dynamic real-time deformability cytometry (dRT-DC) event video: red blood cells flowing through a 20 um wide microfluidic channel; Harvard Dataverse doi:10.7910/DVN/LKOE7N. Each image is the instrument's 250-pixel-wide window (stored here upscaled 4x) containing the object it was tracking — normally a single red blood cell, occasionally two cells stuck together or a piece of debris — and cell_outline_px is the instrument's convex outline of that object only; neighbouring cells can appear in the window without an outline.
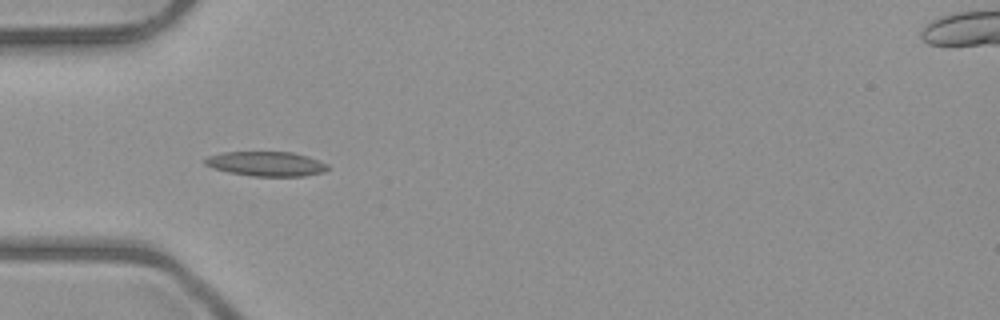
{"species": "common noctule bat (a hibernating species)", "species_latin": "Nyctalus noctula", "temperature_condition": "room temperature", "stored_images_in_passage": 8, "camera_frame_rate_fps": 3000, "um_per_image_px": 0.085, "animal": {"sex": "male", "body_mass_g": 23.1, "forearm_length_mm": 52.7}, "frame": {"image": 1, "passage_image": 4, "time_ms": 4.333, "image_size_px": [1000, 320], "cell_outline_px": [[328, 168], [324, 172], [304, 176], [252, 176], [228, 172], [212, 168], [204, 164], [204, 160], [208, 156], [224, 152], [292, 152], [328, 164]], "centroid_in_image_um": [22.59, 13.93], "position_along_channel_um": 62.4, "area_um2": 17.46}}
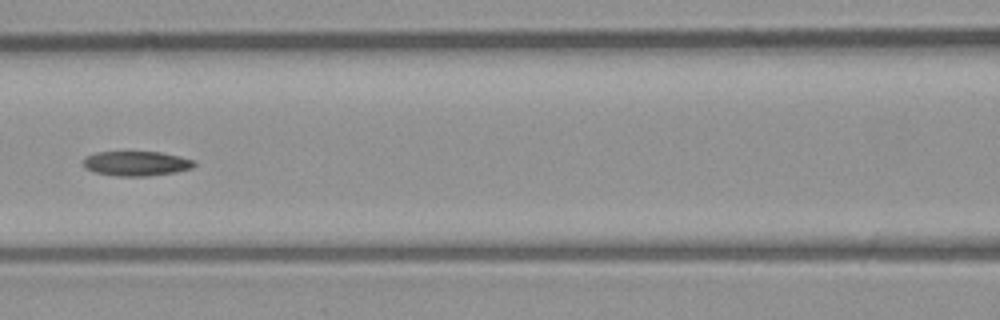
{"frame": {"image": 2, "passage_image": 6, "time_ms": 6.667, "image_size_px": [1000, 320], "cell_outline_px": [[196, 164], [192, 168], [176, 172], [148, 176], [116, 176], [96, 172], [84, 168], [84, 160], [88, 156], [96, 152], [160, 152], [180, 156], [196, 160]], "centroid_in_image_um": [11.64, 13.9], "position_along_channel_um": 155.0, "area_um2": 15.95}}
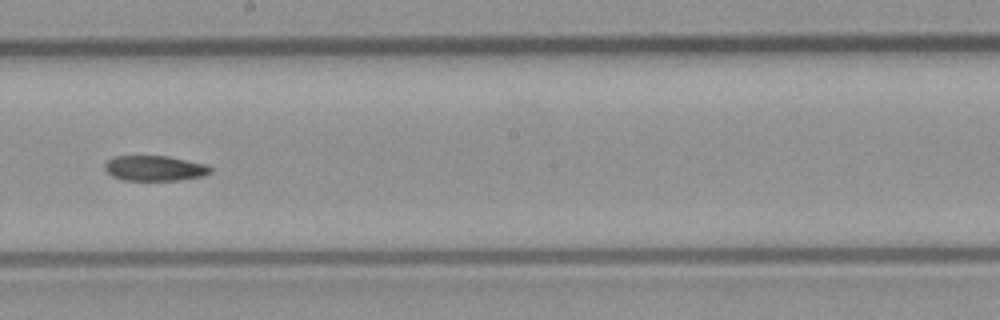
{"frame": {"image": 3, "passage_image": 8, "time_ms": 8.667, "image_size_px": [1000, 320], "cell_outline_px": [[212, 172], [204, 176], [180, 180], [124, 180], [112, 176], [104, 168], [104, 164], [108, 160], [116, 156], [168, 156], [208, 164], [212, 168]], "centroid_in_image_um": [13.2, 14.3], "position_along_channel_um": 235.0, "area_um2": 15.66}}